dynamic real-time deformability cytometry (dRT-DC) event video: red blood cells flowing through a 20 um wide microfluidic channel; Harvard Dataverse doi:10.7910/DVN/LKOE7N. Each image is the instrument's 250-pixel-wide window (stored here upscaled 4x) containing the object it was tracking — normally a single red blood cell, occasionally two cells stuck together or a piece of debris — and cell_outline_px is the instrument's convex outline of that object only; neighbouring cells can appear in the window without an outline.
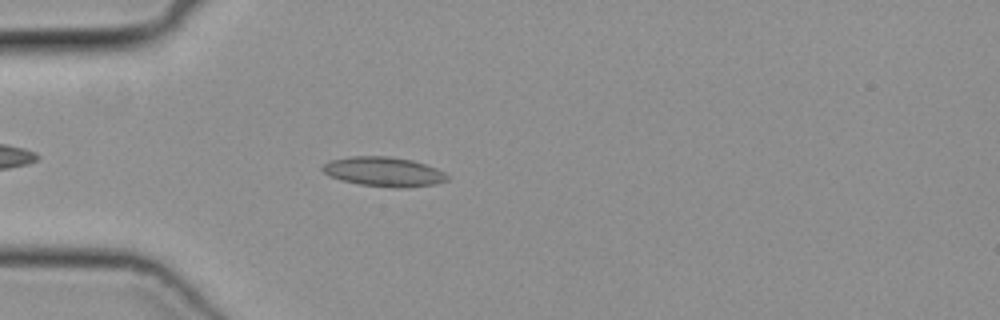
{"species": "common noctule bat (a hibernating species)", "species_latin": "Nyctalus noctula", "temperature_condition": "cold", "stored_images_in_passage": 40, "camera_frame_rate_fps": 3000, "um_per_image_px": 0.085, "animal": {"sex": "female", "body_mass_g": 19.3, "forearm_length_mm": 54.1}, "frame": {"image": 1, "passage_image": 5, "time_ms": 1.333, "image_size_px": [1000, 320], "cell_outline_px": [[448, 180], [436, 184], [408, 188], [392, 188], [360, 184], [340, 180], [324, 172], [320, 168], [324, 164], [332, 160], [352, 156], [388, 156], [412, 160], [436, 168], [444, 172], [448, 176]], "centroid_in_image_um": [32.65, 14.61], "position_along_channel_um": 52.4, "area_um2": 21.44}}
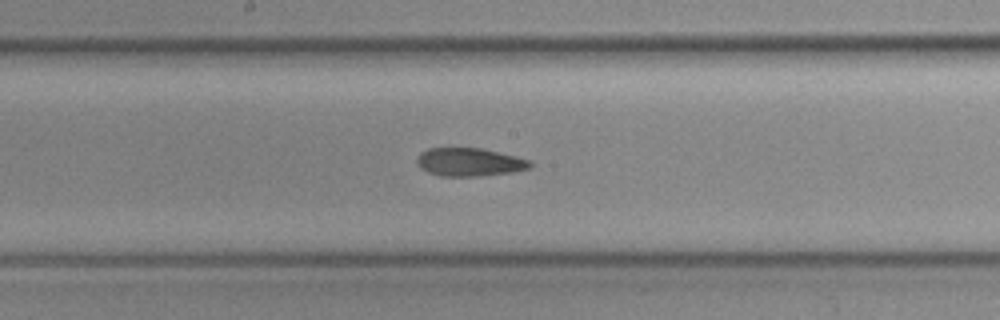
{"frame": {"image": 2, "passage_image": 17, "time_ms": 5.333, "image_size_px": [1000, 320], "cell_outline_px": [[532, 168], [512, 172], [480, 176], [440, 176], [428, 172], [420, 168], [416, 164], [416, 156], [420, 152], [428, 148], [480, 148], [516, 156], [532, 160]], "centroid_in_image_um": [39.89, 13.78], "position_along_channel_um": 208.3, "area_um2": 18.84}}
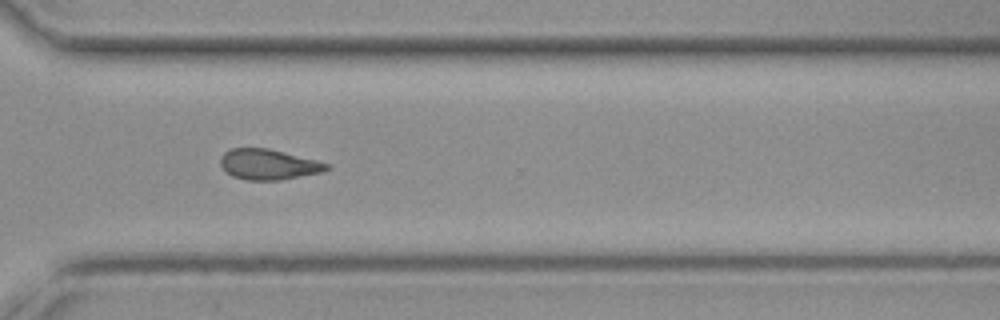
{"frame": {"image": 3, "passage_image": 27, "time_ms": 8.667, "image_size_px": [1000, 320], "cell_outline_px": [[332, 164], [328, 168], [320, 172], [280, 180], [244, 180], [232, 176], [224, 172], [220, 164], [220, 156], [224, 152], [232, 148], [268, 148]], "centroid_in_image_um": [22.76, 13.97], "position_along_channel_um": 347.8, "area_um2": 18.9}}